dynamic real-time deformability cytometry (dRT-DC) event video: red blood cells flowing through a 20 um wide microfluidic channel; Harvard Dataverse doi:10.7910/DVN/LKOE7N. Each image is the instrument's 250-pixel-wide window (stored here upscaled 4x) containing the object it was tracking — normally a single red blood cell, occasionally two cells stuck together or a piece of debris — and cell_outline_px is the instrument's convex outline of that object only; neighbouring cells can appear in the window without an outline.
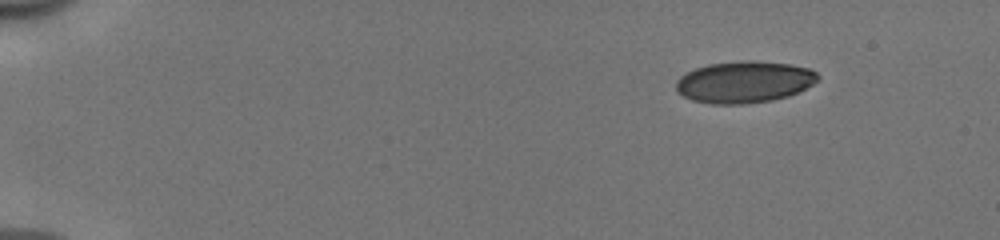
{"species": "human", "species_latin": "Homo sapiens", "temperature_condition": "cold", "stored_images_in_passage": 47, "camera_frame_rate_fps": 3000, "um_per_image_px": 0.085, "donor": {"sex": "male"}, "frame": {"image": 1, "passage_image": 1, "time_ms": 0.0, "image_size_px": [1000, 240], "cell_outline_px": [[820, 80], [788, 96], [772, 100], [744, 104], [712, 104], [692, 100], [676, 92], [676, 80], [680, 76], [696, 68], [708, 64], [748, 60], [752, 60], [792, 64], [808, 68], [816, 72], [820, 76]], "centroid_in_image_um": [63.26, 6.97], "position_along_channel_um": 21.7, "area_um2": 34.51}}
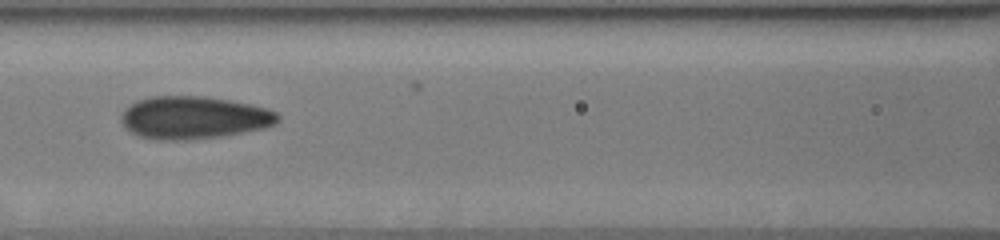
{"frame": {"image": 2, "passage_image": 20, "time_ms": 6.333, "image_size_px": [1000, 240], "cell_outline_px": [[280, 120], [276, 124], [264, 128], [220, 136], [188, 140], [156, 140], [140, 136], [124, 128], [120, 120], [120, 116], [124, 108], [136, 100], [152, 96], [204, 96], [252, 104], [268, 108], [276, 112], [280, 116]], "centroid_in_image_um": [16.45, 9.99], "position_along_channel_um": 150.1, "area_um2": 39.25}}
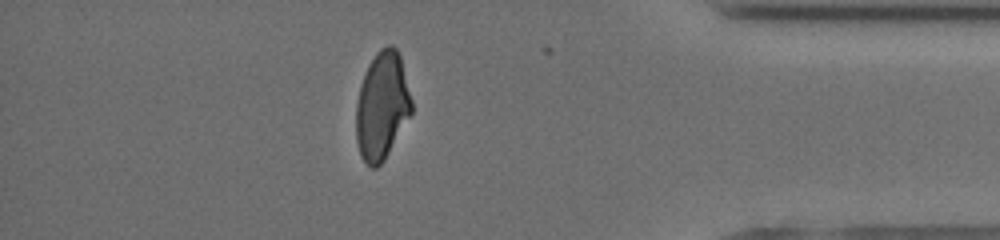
{"frame": {"image": 3, "passage_image": 41, "time_ms": 13.333, "image_size_px": [1000, 240], "cell_outline_px": [[412, 112], [384, 160], [376, 168], [372, 168], [360, 156], [356, 140], [356, 104], [360, 84], [368, 64], [376, 52], [380, 48], [388, 44], [392, 44], [400, 52], [412, 100]], "centroid_in_image_um": [32.47, 8.95], "position_along_channel_um": 402.7, "area_um2": 35.08}, "authors_computed_cell_mechanics": {"area_um2": 36.125, "velocity_mm_per_s": 3.9926, "shape_relaxation_time_tau1_ms": 7.7909, "shape_relaxation_time_tau2_ms": 1.0554, "deformation_change_tau1": 0.1801, "deformation_change_tau2": 0.0608}}